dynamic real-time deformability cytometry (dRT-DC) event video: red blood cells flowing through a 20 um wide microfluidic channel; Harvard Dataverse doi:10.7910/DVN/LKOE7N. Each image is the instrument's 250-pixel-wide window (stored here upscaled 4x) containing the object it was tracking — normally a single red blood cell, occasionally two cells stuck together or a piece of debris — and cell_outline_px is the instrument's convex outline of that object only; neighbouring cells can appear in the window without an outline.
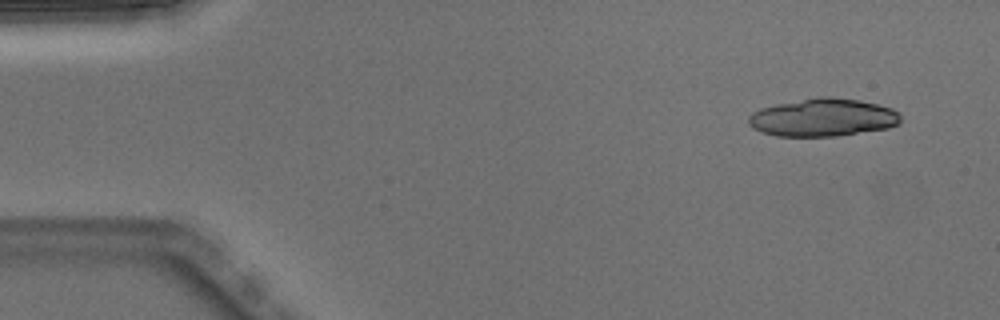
{"species": "Egyptian fruit bat (a non-hibernating species)", "species_latin": "Rousettus aegyptiacus", "temperature_condition": "warm", "stored_images_in_passage": 7, "camera_frame_rate_fps": 3000, "um_per_image_px": 0.085, "animal": {"sex": "male"}, "frame": {"image": 1, "passage_image": 1, "time_ms": 0.0, "image_size_px": [1000, 320], "cell_outline_px": [[900, 124], [888, 128], [836, 136], [776, 136], [752, 128], [748, 124], [748, 116], [752, 112], [760, 108], [776, 104], [820, 96], [832, 96], [860, 100], [892, 108], [900, 112]], "centroid_in_image_um": [69.95, 9.98], "position_along_channel_um": 15.0, "area_um2": 33.76}}